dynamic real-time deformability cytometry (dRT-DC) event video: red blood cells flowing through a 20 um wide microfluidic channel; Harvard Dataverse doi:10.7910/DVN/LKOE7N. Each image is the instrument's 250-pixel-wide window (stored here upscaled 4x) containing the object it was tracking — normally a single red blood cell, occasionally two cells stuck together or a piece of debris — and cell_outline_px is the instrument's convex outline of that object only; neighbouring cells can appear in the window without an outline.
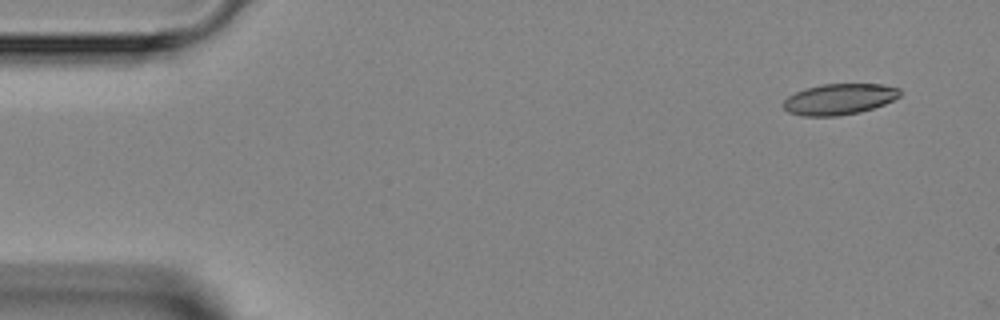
{"species": "Egyptian fruit bat (a non-hibernating species)", "species_latin": "Rousettus aegyptiacus", "temperature_condition": "room temperature", "stored_images_in_passage": 5, "camera_frame_rate_fps": 3000, "um_per_image_px": 0.085, "animal": {"sex": "female"}, "frame": {"image": 1, "passage_image": 1, "time_ms": 0.0, "image_size_px": [1000, 320], "cell_outline_px": [[900, 96], [884, 104], [860, 112], [836, 116], [800, 116], [788, 112], [784, 108], [784, 100], [788, 96], [804, 88], [820, 84], [884, 84], [900, 88]], "centroid_in_image_um": [71.32, 8.42], "position_along_channel_um": 13.7, "area_um2": 21.1}}
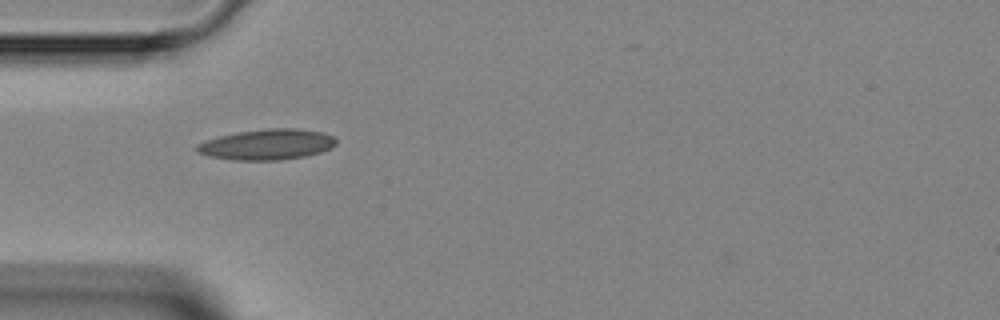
{"frame": {"image": 2, "passage_image": 4, "time_ms": 3.667, "image_size_px": [1000, 320], "cell_outline_px": [[336, 144], [332, 148], [320, 152], [304, 156], [280, 160], [232, 160], [208, 156], [196, 152], [196, 144], [204, 140], [236, 132], [268, 128], [296, 128], [324, 132], [332, 136], [336, 140]], "centroid_in_image_um": [22.68, 12.27], "position_along_channel_um": 62.3, "area_um2": 25.03}}
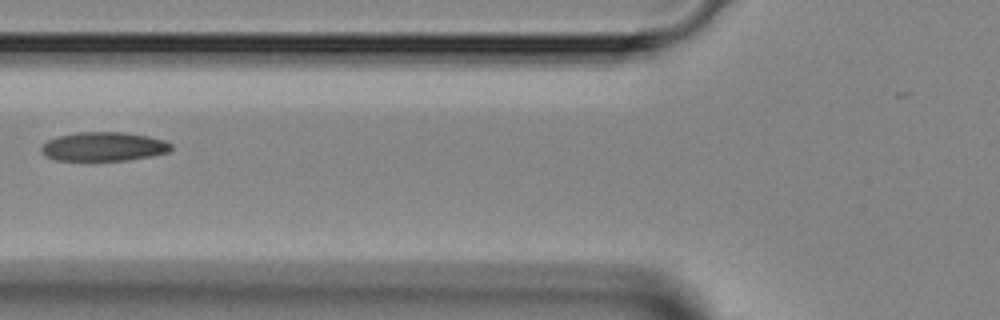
{"frame": {"image": 3, "passage_image": 5, "time_ms": 5.0, "image_size_px": [1000, 320], "cell_outline_px": [[172, 148], [168, 152], [152, 156], [128, 160], [56, 160], [44, 156], [40, 152], [40, 148], [48, 140], [60, 136], [76, 132], [124, 132], [148, 136], [164, 140], [172, 144]], "centroid_in_image_um": [8.81, 12.46], "position_along_channel_um": 117.0, "area_um2": 21.96}}